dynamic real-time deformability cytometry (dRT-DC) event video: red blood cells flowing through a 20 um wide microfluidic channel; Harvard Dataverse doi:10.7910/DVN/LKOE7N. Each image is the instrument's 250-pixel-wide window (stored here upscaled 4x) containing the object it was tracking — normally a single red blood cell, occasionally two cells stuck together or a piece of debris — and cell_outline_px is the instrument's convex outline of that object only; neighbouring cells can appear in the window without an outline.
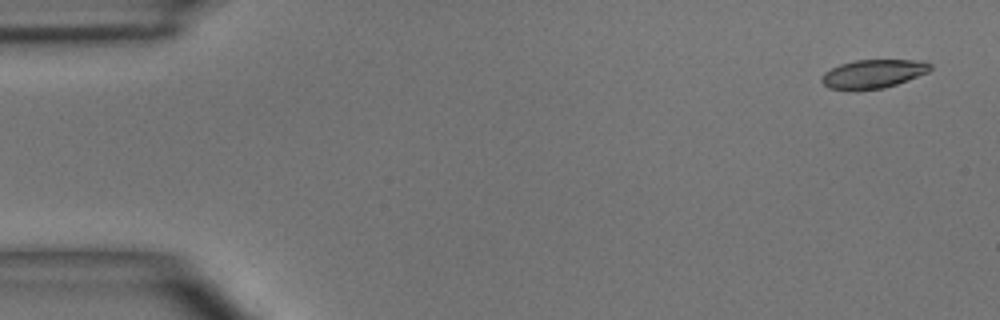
{"species": "common noctule bat (a hibernating species)", "species_latin": "Nyctalus noctula", "temperature_condition": "room temperature", "stored_images_in_passage": 5, "camera_frame_rate_fps": 3000, "um_per_image_px": 0.085, "animal": {"sex": "male", "body_mass_g": 15.6}, "frame": {"image": 1, "passage_image": 1, "time_ms": 0.0, "image_size_px": [1000, 320], "cell_outline_px": [[932, 68], [928, 72], [908, 80], [884, 88], [828, 88], [820, 80], [824, 72], [840, 64], [856, 60], [924, 60], [932, 64]], "centroid_in_image_um": [74.27, 6.24], "position_along_channel_um": 10.7, "area_um2": 17.74}}
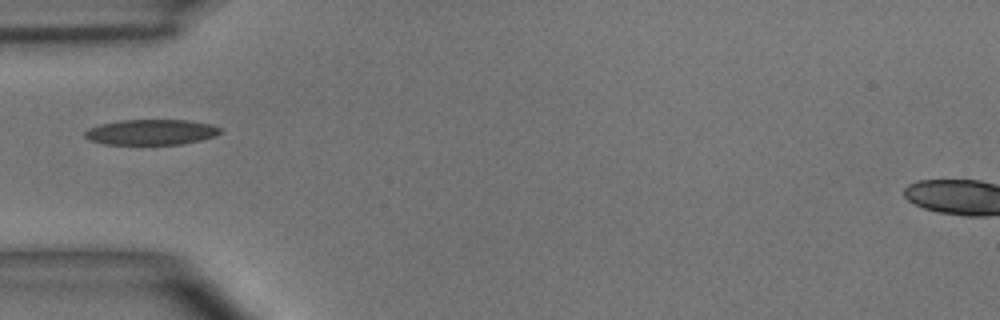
{"frame": {"image": 2, "passage_image": 4, "time_ms": 4.667, "image_size_px": [1000, 320], "cell_outline_px": [[220, 132], [216, 136], [200, 140], [180, 144], [104, 144], [88, 140], [84, 136], [84, 132], [88, 128], [100, 124], [120, 120], [188, 120], [212, 124], [220, 128]], "centroid_in_image_um": [12.82, 11.23], "position_along_channel_um": 72.2, "area_um2": 20.11}}
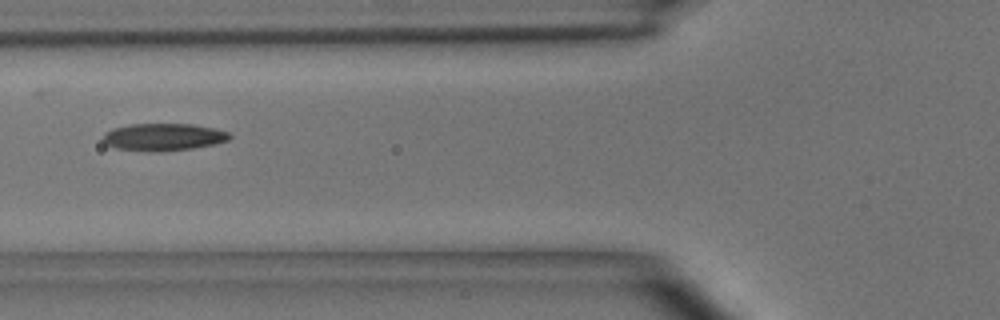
{"frame": {"image": 3, "passage_image": 5, "time_ms": 5.667, "image_size_px": [1000, 320], "cell_outline_px": [[232, 136], [228, 140], [212, 144], [192, 148], [160, 152], [152, 152], [116, 148], [104, 144], [104, 132], [112, 128], [128, 124], [192, 124], [216, 128], [228, 132]], "centroid_in_image_um": [13.87, 11.64], "position_along_channel_um": 111.9, "area_um2": 20.23}}